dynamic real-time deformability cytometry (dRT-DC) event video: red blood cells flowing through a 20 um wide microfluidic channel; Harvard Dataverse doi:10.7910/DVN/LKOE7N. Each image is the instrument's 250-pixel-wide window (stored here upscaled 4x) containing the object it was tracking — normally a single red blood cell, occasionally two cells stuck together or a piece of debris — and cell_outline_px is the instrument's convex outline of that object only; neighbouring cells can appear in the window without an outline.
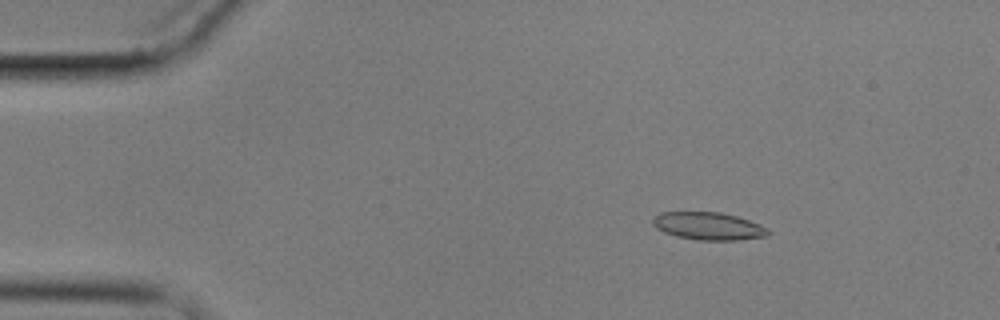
{"species": "common noctule bat (a hibernating species)", "species_latin": "Nyctalus noctula", "temperature_condition": "cold", "stored_images_in_passage": 7, "camera_frame_rate_fps": 3000, "um_per_image_px": 0.085, "animal": {"sex": "male", "body_mass_g": 17.9}, "frame": {"image": 1, "passage_image": 3, "time_ms": 2.667, "image_size_px": [1000, 320], "cell_outline_px": [[772, 232], [768, 236], [740, 240], [696, 240], [676, 236], [664, 232], [656, 228], [652, 224], [652, 220], [660, 212], [720, 212], [736, 216], [760, 224], [768, 228]], "centroid_in_image_um": [60.24, 19.22], "position_along_channel_um": 24.8, "area_um2": 18.73}}
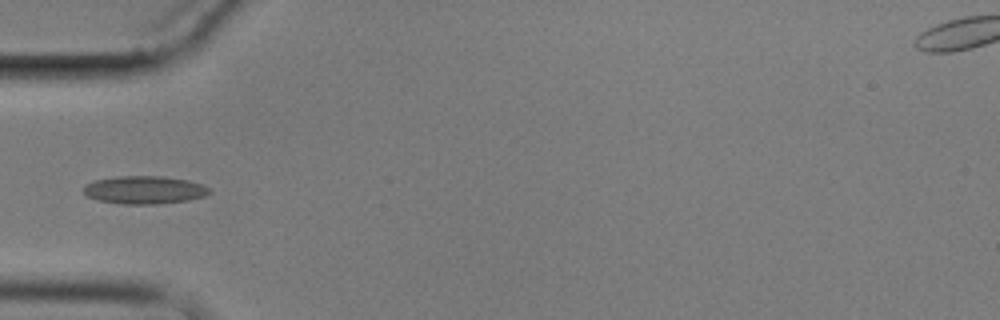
{"frame": {"image": 2, "passage_image": 6, "time_ms": 6.0, "image_size_px": [1000, 320], "cell_outline_px": [[212, 192], [204, 196], [188, 200], [156, 204], [124, 204], [96, 200], [88, 196], [84, 192], [84, 184], [96, 180], [116, 176], [164, 176], [188, 180], [200, 184], [208, 188]], "centroid_in_image_um": [12.26, 16.14], "position_along_channel_um": 72.7, "area_um2": 20.46}}
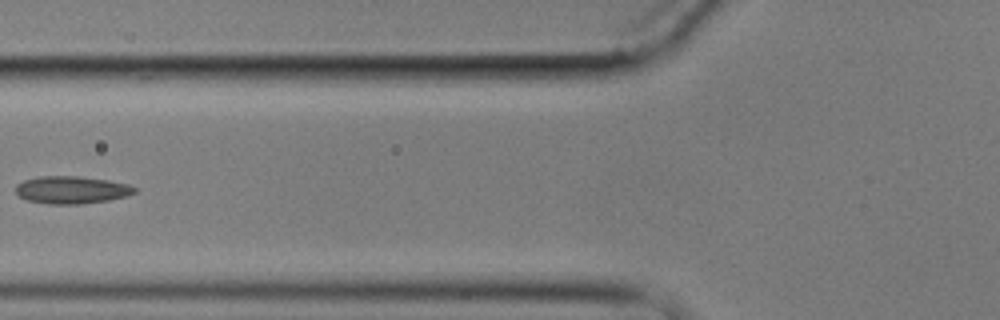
{"frame": {"image": 3, "passage_image": 7, "time_ms": 7.333, "image_size_px": [1000, 320], "cell_outline_px": [[136, 192], [128, 196], [108, 200], [80, 204], [48, 204], [28, 200], [20, 196], [16, 192], [16, 184], [24, 180], [40, 176], [76, 176], [108, 180], [128, 184], [136, 188]], "centroid_in_image_um": [6.1, 16.14], "position_along_channel_um": 119.7, "area_um2": 19.02}}